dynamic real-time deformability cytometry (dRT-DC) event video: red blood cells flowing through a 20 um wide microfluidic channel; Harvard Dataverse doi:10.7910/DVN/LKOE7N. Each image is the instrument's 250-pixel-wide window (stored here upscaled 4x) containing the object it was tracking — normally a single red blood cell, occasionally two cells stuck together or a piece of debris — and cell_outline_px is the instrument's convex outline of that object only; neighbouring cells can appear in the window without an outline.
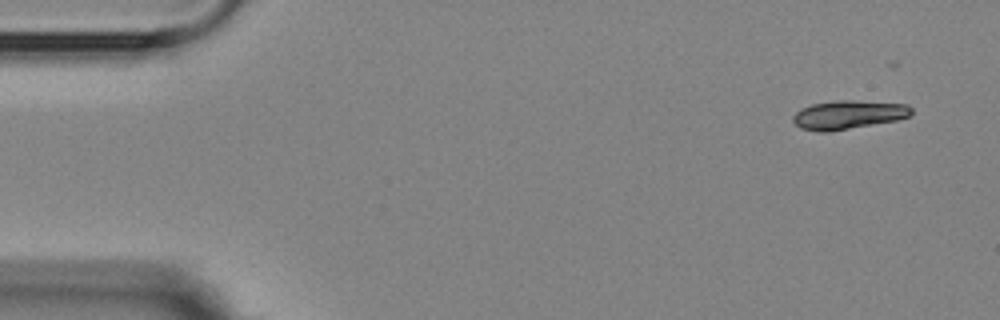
{"species": "Egyptian fruit bat (a non-hibernating species)", "species_latin": "Rousettus aegyptiacus", "temperature_condition": "room temperature", "stored_images_in_passage": 3, "camera_frame_rate_fps": 3000, "um_per_image_px": 0.085, "animal": {"sex": "female"}, "frame": {"image": 1, "passage_image": 1, "time_ms": 0.0, "image_size_px": [1000, 320], "cell_outline_px": [[912, 112], [908, 116], [896, 120], [828, 132], [816, 132], [800, 128], [792, 120], [792, 116], [796, 112], [812, 104], [840, 100], [852, 100], [908, 104], [912, 108]], "centroid_in_image_um": [72.09, 9.76], "position_along_channel_um": 12.9, "area_um2": 19.65}}
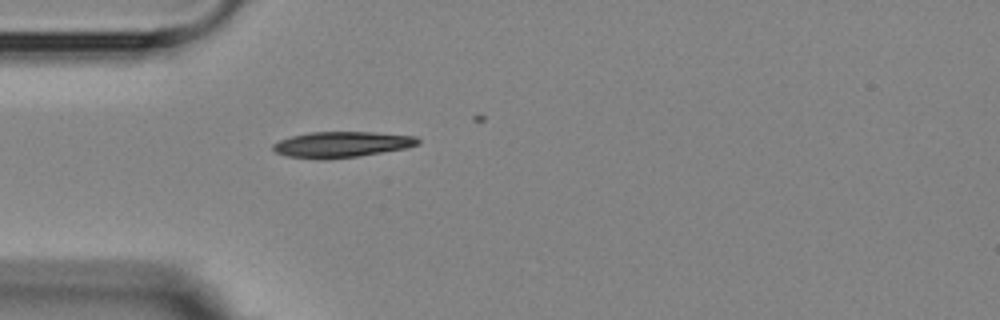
{"frame": {"image": 2, "passage_image": 3, "time_ms": 4.0, "image_size_px": [1000, 320], "cell_outline_px": [[420, 144], [408, 148], [360, 156], [324, 160], [288, 156], [276, 152], [272, 148], [272, 144], [280, 140], [292, 136], [308, 132], [372, 132], [416, 136], [420, 140]], "centroid_in_image_um": [29.08, 12.28], "position_along_channel_um": 55.9, "area_um2": 21.96}}